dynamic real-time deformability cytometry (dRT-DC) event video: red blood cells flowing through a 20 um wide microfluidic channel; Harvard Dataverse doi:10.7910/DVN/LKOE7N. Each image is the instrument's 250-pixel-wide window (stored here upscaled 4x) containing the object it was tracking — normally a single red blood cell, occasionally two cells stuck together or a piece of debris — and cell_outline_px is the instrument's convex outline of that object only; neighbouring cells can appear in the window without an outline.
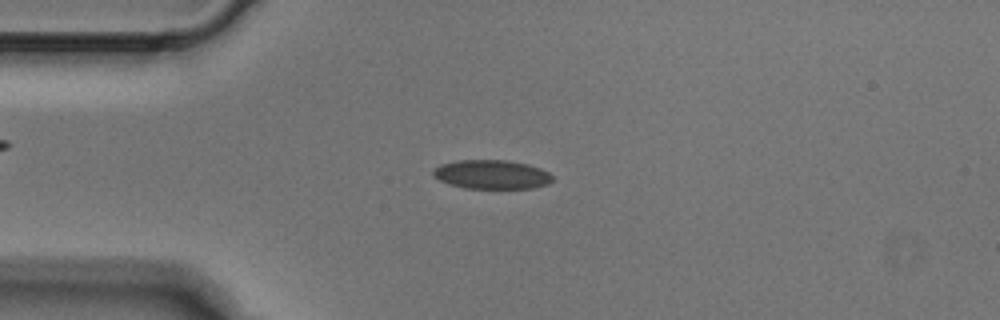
{"species": "Egyptian fruit bat (a non-hibernating species)", "species_latin": "Rousettus aegyptiacus", "temperature_condition": "cold", "stored_images_in_passage": 5, "camera_frame_rate_fps": 3000, "um_per_image_px": 0.085, "animal": {"sex": "male"}, "frame": {"image": 1, "passage_image": 3, "time_ms": 0.667, "image_size_px": [1000, 320], "cell_outline_px": [[552, 180], [548, 184], [532, 188], [464, 188], [448, 184], [432, 176], [432, 172], [440, 164], [456, 160], [504, 160], [528, 164], [540, 168], [548, 172], [552, 176]], "centroid_in_image_um": [41.77, 14.83], "position_along_channel_um": 43.2, "area_um2": 20.17}}
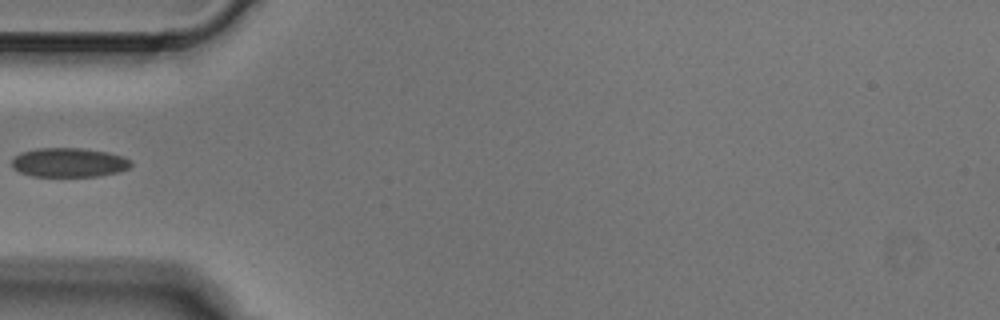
{"frame": {"image": 2, "passage_image": 4, "time_ms": 1.0, "image_size_px": [1000, 320], "cell_outline_px": [[132, 164], [128, 168], [116, 172], [100, 176], [32, 176], [20, 172], [12, 168], [12, 160], [20, 152], [36, 148], [80, 148], [108, 152], [124, 156], [132, 160]], "centroid_in_image_um": [5.86, 13.8], "position_along_channel_um": 79.1, "area_um2": 20.35}}
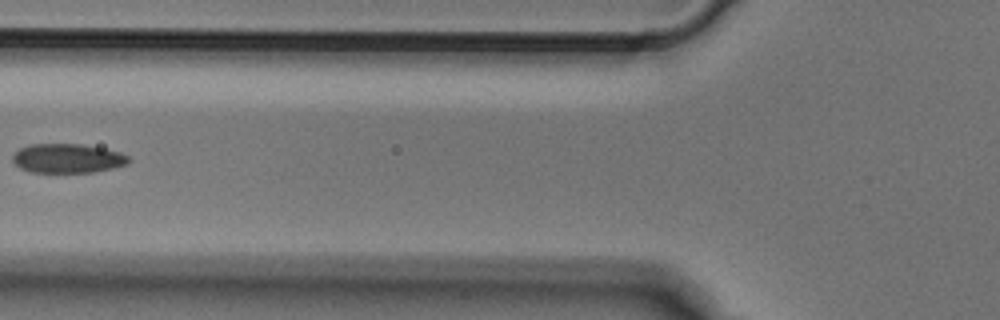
{"frame": {"image": 3, "passage_image": 5, "time_ms": 1.333, "image_size_px": [1000, 320], "cell_outline_px": [[132, 160], [128, 164], [112, 168], [92, 172], [28, 172], [20, 168], [12, 160], [12, 152], [28, 144], [80, 144], [104, 148], [120, 152], [128, 156]], "centroid_in_image_um": [5.72, 13.45], "position_along_channel_um": 120.1, "area_um2": 19.94}}